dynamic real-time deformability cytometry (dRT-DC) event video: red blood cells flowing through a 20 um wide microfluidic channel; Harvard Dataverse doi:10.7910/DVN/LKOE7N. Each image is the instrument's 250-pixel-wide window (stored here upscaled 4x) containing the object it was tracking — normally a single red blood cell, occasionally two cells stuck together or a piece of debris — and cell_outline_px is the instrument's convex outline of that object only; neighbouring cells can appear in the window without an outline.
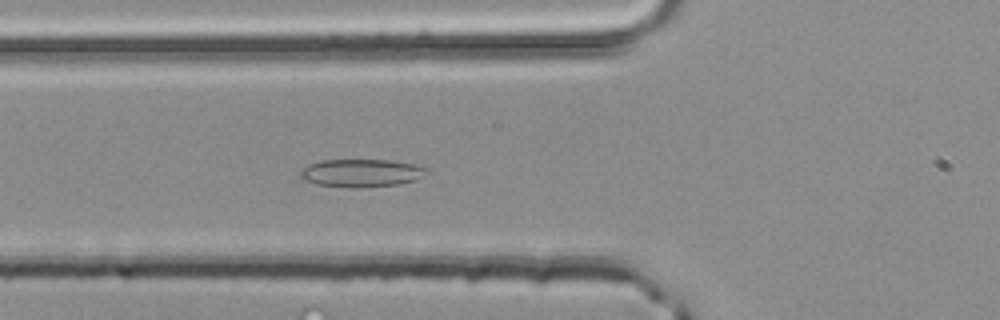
{"species": "common noctule bat (a hibernating species)", "species_latin": "Nyctalus noctula", "temperature_condition": "room temperature", "stored_images_in_passage": 50, "camera_frame_rate_fps": 3000, "um_per_image_px": 0.085, "animal": {"sex": "male", "body_mass_g": 20.4}, "frame": {"image": 1, "passage_image": 18, "time_ms": 5.667, "image_size_px": [1000, 320], "cell_outline_px": [[428, 172], [416, 180], [396, 184], [316, 184], [304, 180], [300, 176], [300, 172], [308, 164], [320, 160], [388, 160], [416, 164], [428, 168]], "centroid_in_image_um": [30.75, 14.63], "position_along_channel_um": 95.1, "area_um2": 19.31}}
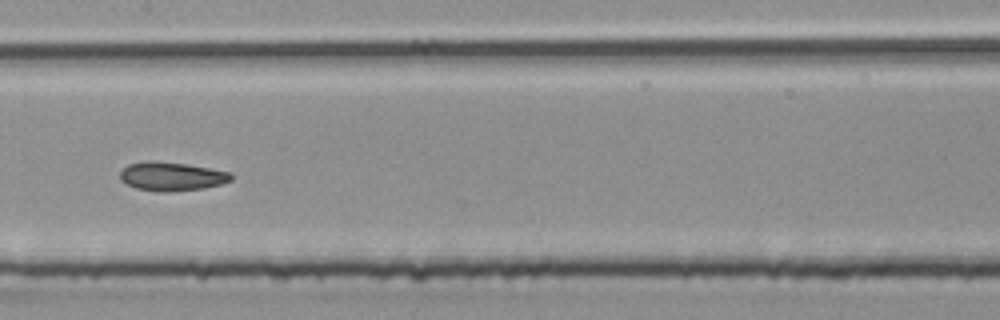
{"frame": {"image": 2, "passage_image": 25, "time_ms": 8.0, "image_size_px": [1000, 320], "cell_outline_px": [[232, 180], [220, 184], [204, 188], [168, 192], [160, 192], [136, 188], [120, 180], [120, 172], [128, 164], [148, 160], [188, 164], [232, 172]], "centroid_in_image_um": [14.6, 14.99], "position_along_channel_um": 192.8, "area_um2": 18.67}}
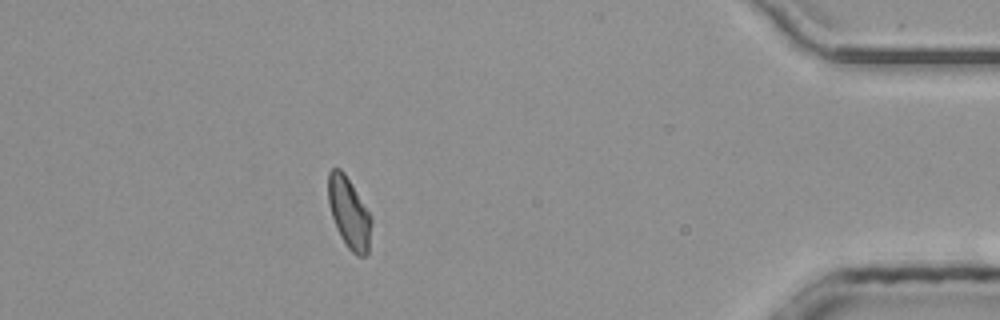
{"frame": {"image": 3, "passage_image": 44, "time_ms": 14.333, "image_size_px": [1000, 320], "cell_outline_px": [[372, 220], [368, 252], [364, 256], [356, 256], [348, 248], [340, 236], [336, 228], [328, 204], [328, 172], [332, 168], [340, 168], [344, 172], [372, 216]], "centroid_in_image_um": [29.66, 18.09], "position_along_channel_um": 405.5, "area_um2": 17.92}, "authors_computed_cell_mechanics": {"area_um2": 18.6116, "velocity_mm_per_s": 4.1676, "shape_relaxation_time_tau1_ms": 3.5884, "shape_relaxation_time_tau2_ms": 3.3854, "deformation_change_tau1": 0.1084, "deformation_change_tau2": 0.0668}}